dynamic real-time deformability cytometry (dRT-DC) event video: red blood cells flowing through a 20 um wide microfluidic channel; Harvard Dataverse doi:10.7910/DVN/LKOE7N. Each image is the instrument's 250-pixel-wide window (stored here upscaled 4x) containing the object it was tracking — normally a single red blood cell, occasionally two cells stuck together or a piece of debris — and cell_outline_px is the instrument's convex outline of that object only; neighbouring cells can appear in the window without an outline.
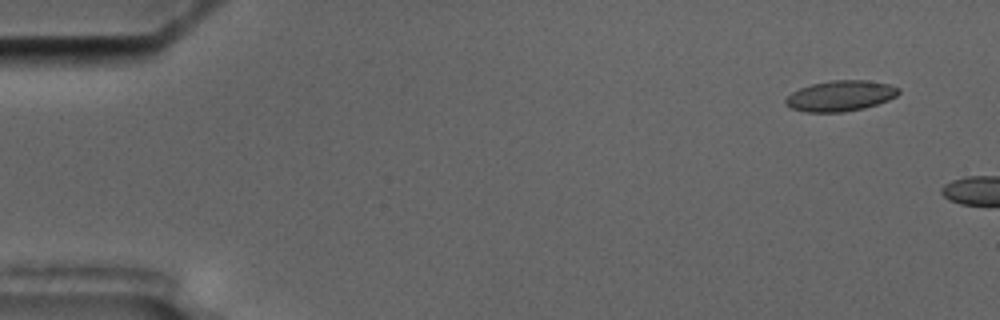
{"species": "common noctule bat (a hibernating species)", "species_latin": "Nyctalus noctula", "temperature_condition": "cold", "stored_images_in_passage": 3, "camera_frame_rate_fps": 3000, "um_per_image_px": 0.085, "animal": {"sex": "male", "body_mass_g": 17.5, "forearm_length_mm": 52.3}, "frame": {"image": 1, "passage_image": 1, "time_ms": 0.0, "image_size_px": [1000, 320], "cell_outline_px": [[900, 92], [896, 96], [888, 100], [864, 108], [844, 112], [804, 112], [792, 108], [784, 104], [784, 100], [792, 92], [800, 88], [812, 84], [832, 80], [864, 80], [888, 84], [900, 88]], "centroid_in_image_um": [71.42, 8.15], "position_along_channel_um": 13.6, "area_um2": 20.11}}